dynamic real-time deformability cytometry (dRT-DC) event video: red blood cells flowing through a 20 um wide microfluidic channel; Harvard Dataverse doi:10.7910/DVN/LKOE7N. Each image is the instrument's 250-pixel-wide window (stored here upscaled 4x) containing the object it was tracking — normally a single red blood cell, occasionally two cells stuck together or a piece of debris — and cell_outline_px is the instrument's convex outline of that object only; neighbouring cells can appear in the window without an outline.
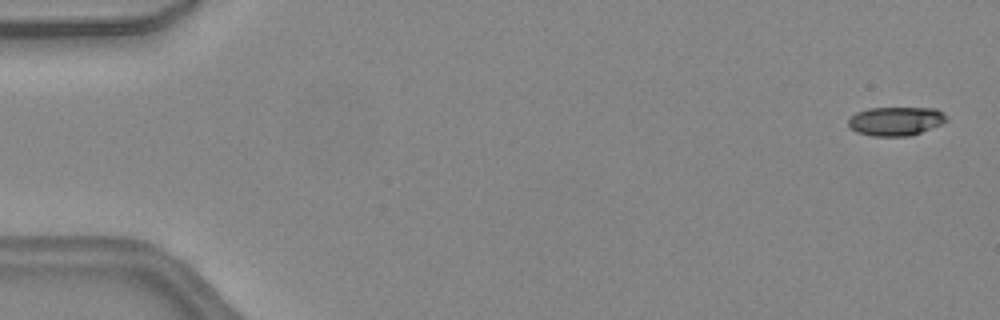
{"species": "common noctule bat (a hibernating species)", "species_latin": "Nyctalus noctula", "temperature_condition": "warm", "stored_images_in_passage": 9, "camera_frame_rate_fps": 3000, "um_per_image_px": 0.085, "animal": {"sex": "female", "body_mass_g": 24.6, "forearm_length_mm": 56.2}, "frame": {"image": 1, "passage_image": 2, "time_ms": 0.333, "image_size_px": [1000, 320], "cell_outline_px": [[948, 120], [940, 124], [920, 132], [908, 136], [872, 136], [856, 132], [848, 124], [848, 116], [856, 112], [868, 108], [936, 108], [948, 116]], "centroid_in_image_um": [76.11, 10.29], "position_along_channel_um": 8.9, "area_um2": 16.53}}